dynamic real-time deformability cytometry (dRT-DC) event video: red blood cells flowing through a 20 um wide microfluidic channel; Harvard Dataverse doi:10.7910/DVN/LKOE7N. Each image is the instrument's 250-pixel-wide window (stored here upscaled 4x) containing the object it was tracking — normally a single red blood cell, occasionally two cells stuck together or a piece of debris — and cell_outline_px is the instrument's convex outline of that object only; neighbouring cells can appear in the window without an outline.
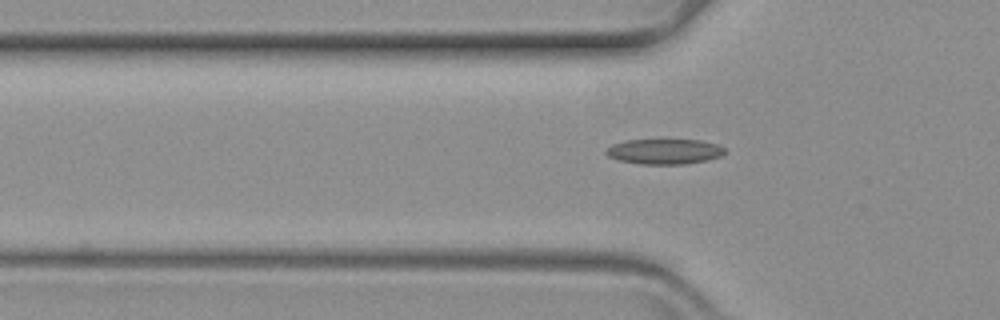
{"species": "common noctule bat (a hibernating species)", "species_latin": "Nyctalus noctula", "temperature_condition": "warm", "stored_images_in_passage": 43, "camera_frame_rate_fps": 3000, "um_per_image_px": 0.085, "animal": {"sex": "female", "body_mass_g": 19.3, "forearm_length_mm": 54.1}, "frame": {"image": 1, "passage_image": 4, "time_ms": 1.0, "image_size_px": [1000, 320], "cell_outline_px": [[728, 152], [720, 156], [708, 160], [684, 164], [640, 164], [620, 160], [608, 156], [604, 152], [612, 144], [624, 140], [660, 136], [664, 136], [700, 140], [716, 144], [724, 148]], "centroid_in_image_um": [56.47, 12.81], "position_along_channel_um": 69.3, "area_um2": 18.61}}
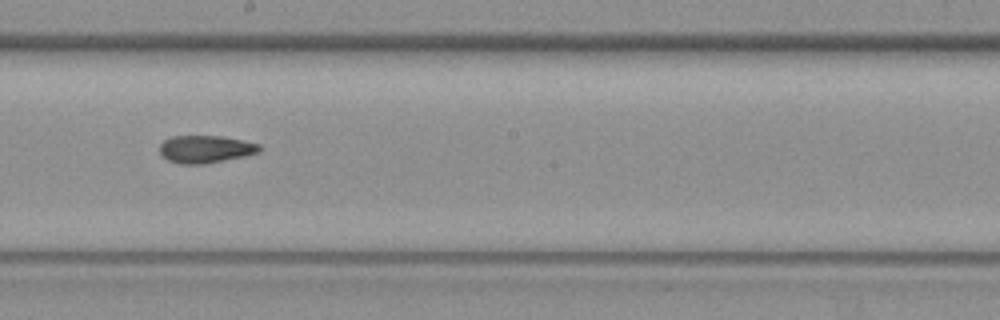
{"frame": {"image": 2, "passage_image": 18, "time_ms": 5.667, "image_size_px": [1000, 320], "cell_outline_px": [[260, 152], [244, 156], [204, 164], [180, 164], [168, 160], [160, 152], [160, 144], [164, 140], [172, 136], [224, 136], [260, 144]], "centroid_in_image_um": [17.47, 12.67], "position_along_channel_um": 230.7, "area_um2": 15.95}}
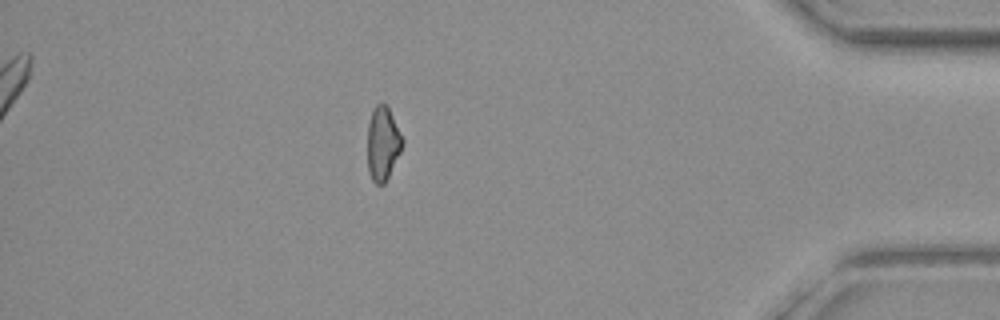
{"frame": {"image": 3, "passage_image": 37, "time_ms": 12.0, "image_size_px": [1000, 320], "cell_outline_px": [[404, 140], [400, 152], [384, 184], [376, 184], [372, 180], [368, 172], [368, 124], [372, 112], [376, 104], [388, 104]], "centroid_in_image_um": [32.54, 12.17], "position_along_channel_um": 402.7, "area_um2": 14.97}}